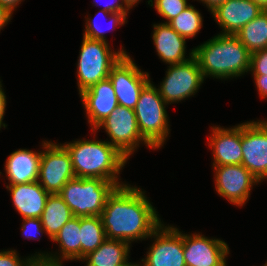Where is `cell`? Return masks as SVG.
<instances>
[{"label": "cell", "instance_id": "6da1fadb", "mask_svg": "<svg viewBox=\"0 0 267 266\" xmlns=\"http://www.w3.org/2000/svg\"><path fill=\"white\" fill-rule=\"evenodd\" d=\"M106 239L144 240L162 224L155 207L142 189L130 184L117 186L108 196L100 215Z\"/></svg>", "mask_w": 267, "mask_h": 266}, {"label": "cell", "instance_id": "7a4b0ae2", "mask_svg": "<svg viewBox=\"0 0 267 266\" xmlns=\"http://www.w3.org/2000/svg\"><path fill=\"white\" fill-rule=\"evenodd\" d=\"M203 77H240L250 69L251 53L236 35L221 34L193 48Z\"/></svg>", "mask_w": 267, "mask_h": 266}, {"label": "cell", "instance_id": "3957f363", "mask_svg": "<svg viewBox=\"0 0 267 266\" xmlns=\"http://www.w3.org/2000/svg\"><path fill=\"white\" fill-rule=\"evenodd\" d=\"M70 154L73 171L78 178H100L112 181L117 186L119 174L127 162L108 141L79 139L62 144Z\"/></svg>", "mask_w": 267, "mask_h": 266}, {"label": "cell", "instance_id": "277c9868", "mask_svg": "<svg viewBox=\"0 0 267 266\" xmlns=\"http://www.w3.org/2000/svg\"><path fill=\"white\" fill-rule=\"evenodd\" d=\"M116 187L114 182L100 178L75 177L58 194L74 217L100 216L108 196Z\"/></svg>", "mask_w": 267, "mask_h": 266}, {"label": "cell", "instance_id": "5b68a950", "mask_svg": "<svg viewBox=\"0 0 267 266\" xmlns=\"http://www.w3.org/2000/svg\"><path fill=\"white\" fill-rule=\"evenodd\" d=\"M168 104L151 81L143 88L134 109L140 134L155 149L161 148L170 131Z\"/></svg>", "mask_w": 267, "mask_h": 266}, {"label": "cell", "instance_id": "8992f818", "mask_svg": "<svg viewBox=\"0 0 267 266\" xmlns=\"http://www.w3.org/2000/svg\"><path fill=\"white\" fill-rule=\"evenodd\" d=\"M121 49L115 52L110 49L108 42L83 36L77 63L79 94L100 80L108 78L112 67L123 55H127L126 51Z\"/></svg>", "mask_w": 267, "mask_h": 266}, {"label": "cell", "instance_id": "52a82bcc", "mask_svg": "<svg viewBox=\"0 0 267 266\" xmlns=\"http://www.w3.org/2000/svg\"><path fill=\"white\" fill-rule=\"evenodd\" d=\"M102 127L110 137L111 141L108 142L127 159L139 147L140 142L150 149H154L140 134L133 109L119 105L96 126L93 132L95 133Z\"/></svg>", "mask_w": 267, "mask_h": 266}, {"label": "cell", "instance_id": "ba28073f", "mask_svg": "<svg viewBox=\"0 0 267 266\" xmlns=\"http://www.w3.org/2000/svg\"><path fill=\"white\" fill-rule=\"evenodd\" d=\"M38 182L50 194L61 191L65 184L75 178L69 152L62 144L43 141Z\"/></svg>", "mask_w": 267, "mask_h": 266}, {"label": "cell", "instance_id": "9c48e42d", "mask_svg": "<svg viewBox=\"0 0 267 266\" xmlns=\"http://www.w3.org/2000/svg\"><path fill=\"white\" fill-rule=\"evenodd\" d=\"M204 77L196 58L168 66L166 77L158 88L167 104L178 103L197 93Z\"/></svg>", "mask_w": 267, "mask_h": 266}, {"label": "cell", "instance_id": "30bf717a", "mask_svg": "<svg viewBox=\"0 0 267 266\" xmlns=\"http://www.w3.org/2000/svg\"><path fill=\"white\" fill-rule=\"evenodd\" d=\"M108 77L113 84L118 105L133 110L141 91L151 81L149 73L141 71L129 54L120 58Z\"/></svg>", "mask_w": 267, "mask_h": 266}, {"label": "cell", "instance_id": "8fae6325", "mask_svg": "<svg viewBox=\"0 0 267 266\" xmlns=\"http://www.w3.org/2000/svg\"><path fill=\"white\" fill-rule=\"evenodd\" d=\"M242 165L260 182L267 179V121L241 124Z\"/></svg>", "mask_w": 267, "mask_h": 266}, {"label": "cell", "instance_id": "7c38bea8", "mask_svg": "<svg viewBox=\"0 0 267 266\" xmlns=\"http://www.w3.org/2000/svg\"><path fill=\"white\" fill-rule=\"evenodd\" d=\"M153 244L142 259V266H186L183 249V233L174 226L163 223L151 234Z\"/></svg>", "mask_w": 267, "mask_h": 266}, {"label": "cell", "instance_id": "4fadbf2b", "mask_svg": "<svg viewBox=\"0 0 267 266\" xmlns=\"http://www.w3.org/2000/svg\"><path fill=\"white\" fill-rule=\"evenodd\" d=\"M216 192L236 206H243L252 187L259 184L256 177L242 164L213 166Z\"/></svg>", "mask_w": 267, "mask_h": 266}, {"label": "cell", "instance_id": "5bb4252c", "mask_svg": "<svg viewBox=\"0 0 267 266\" xmlns=\"http://www.w3.org/2000/svg\"><path fill=\"white\" fill-rule=\"evenodd\" d=\"M183 249L186 266H227L229 247L221 239H210L200 233H184Z\"/></svg>", "mask_w": 267, "mask_h": 266}, {"label": "cell", "instance_id": "9a60e30c", "mask_svg": "<svg viewBox=\"0 0 267 266\" xmlns=\"http://www.w3.org/2000/svg\"><path fill=\"white\" fill-rule=\"evenodd\" d=\"M262 11L263 9L252 0H226L210 12L221 27V34L236 35Z\"/></svg>", "mask_w": 267, "mask_h": 266}, {"label": "cell", "instance_id": "2e32d148", "mask_svg": "<svg viewBox=\"0 0 267 266\" xmlns=\"http://www.w3.org/2000/svg\"><path fill=\"white\" fill-rule=\"evenodd\" d=\"M92 131L119 105L109 77L100 80L80 94Z\"/></svg>", "mask_w": 267, "mask_h": 266}, {"label": "cell", "instance_id": "e0dca14e", "mask_svg": "<svg viewBox=\"0 0 267 266\" xmlns=\"http://www.w3.org/2000/svg\"><path fill=\"white\" fill-rule=\"evenodd\" d=\"M80 217H73L66 222L52 239L59 243L60 255L39 253L32 257L45 266H63V260H81Z\"/></svg>", "mask_w": 267, "mask_h": 266}, {"label": "cell", "instance_id": "ac0fdd59", "mask_svg": "<svg viewBox=\"0 0 267 266\" xmlns=\"http://www.w3.org/2000/svg\"><path fill=\"white\" fill-rule=\"evenodd\" d=\"M209 147L212 150L213 166L242 164L241 124L233 128H211Z\"/></svg>", "mask_w": 267, "mask_h": 266}, {"label": "cell", "instance_id": "d6986e66", "mask_svg": "<svg viewBox=\"0 0 267 266\" xmlns=\"http://www.w3.org/2000/svg\"><path fill=\"white\" fill-rule=\"evenodd\" d=\"M153 43L159 58L169 64L183 63L194 56V49L186 55V38L177 33L168 23L153 24Z\"/></svg>", "mask_w": 267, "mask_h": 266}, {"label": "cell", "instance_id": "ffe728a7", "mask_svg": "<svg viewBox=\"0 0 267 266\" xmlns=\"http://www.w3.org/2000/svg\"><path fill=\"white\" fill-rule=\"evenodd\" d=\"M15 209L23 218H41L50 193L38 181L6 186Z\"/></svg>", "mask_w": 267, "mask_h": 266}, {"label": "cell", "instance_id": "44dd1931", "mask_svg": "<svg viewBox=\"0 0 267 266\" xmlns=\"http://www.w3.org/2000/svg\"><path fill=\"white\" fill-rule=\"evenodd\" d=\"M41 162V151L18 149L12 152L5 163V172L9 185L38 181Z\"/></svg>", "mask_w": 267, "mask_h": 266}, {"label": "cell", "instance_id": "7402d4cb", "mask_svg": "<svg viewBox=\"0 0 267 266\" xmlns=\"http://www.w3.org/2000/svg\"><path fill=\"white\" fill-rule=\"evenodd\" d=\"M130 244L123 240L106 239L95 251L81 260L86 266H125L128 262Z\"/></svg>", "mask_w": 267, "mask_h": 266}, {"label": "cell", "instance_id": "603a6c76", "mask_svg": "<svg viewBox=\"0 0 267 266\" xmlns=\"http://www.w3.org/2000/svg\"><path fill=\"white\" fill-rule=\"evenodd\" d=\"M73 217L70 208L58 193L49 194L41 221L45 233L51 240L57 235L62 226Z\"/></svg>", "mask_w": 267, "mask_h": 266}, {"label": "cell", "instance_id": "cb8c5ba5", "mask_svg": "<svg viewBox=\"0 0 267 266\" xmlns=\"http://www.w3.org/2000/svg\"><path fill=\"white\" fill-rule=\"evenodd\" d=\"M236 36L251 54L267 48V10L242 27Z\"/></svg>", "mask_w": 267, "mask_h": 266}, {"label": "cell", "instance_id": "d4e9b609", "mask_svg": "<svg viewBox=\"0 0 267 266\" xmlns=\"http://www.w3.org/2000/svg\"><path fill=\"white\" fill-rule=\"evenodd\" d=\"M81 259L95 251L105 240V230L100 216L80 217Z\"/></svg>", "mask_w": 267, "mask_h": 266}, {"label": "cell", "instance_id": "484cf974", "mask_svg": "<svg viewBox=\"0 0 267 266\" xmlns=\"http://www.w3.org/2000/svg\"><path fill=\"white\" fill-rule=\"evenodd\" d=\"M201 13L192 5H189L168 24L182 37L189 39L196 36L203 24Z\"/></svg>", "mask_w": 267, "mask_h": 266}, {"label": "cell", "instance_id": "4316f807", "mask_svg": "<svg viewBox=\"0 0 267 266\" xmlns=\"http://www.w3.org/2000/svg\"><path fill=\"white\" fill-rule=\"evenodd\" d=\"M101 15L103 17L108 16V19H109L108 21L111 23V25L107 27L106 29L112 30L111 28L115 29L117 26L119 25L121 26L127 23L126 20H127L128 13H109L101 9L100 12H98L95 15L94 20L92 19V17L86 18V24H85L86 27H85L83 36L93 39V40H101V41L108 42L106 39V36L104 35L105 32L107 31L101 28L100 24H98V21H97L98 19L97 17Z\"/></svg>", "mask_w": 267, "mask_h": 266}, {"label": "cell", "instance_id": "83f0119b", "mask_svg": "<svg viewBox=\"0 0 267 266\" xmlns=\"http://www.w3.org/2000/svg\"><path fill=\"white\" fill-rule=\"evenodd\" d=\"M153 2L157 13L167 20L164 23H169L190 5L187 0H148V4L152 7Z\"/></svg>", "mask_w": 267, "mask_h": 266}, {"label": "cell", "instance_id": "f1b7e54d", "mask_svg": "<svg viewBox=\"0 0 267 266\" xmlns=\"http://www.w3.org/2000/svg\"><path fill=\"white\" fill-rule=\"evenodd\" d=\"M16 250H8L0 252V266H36L38 262L31 256L26 260H21Z\"/></svg>", "mask_w": 267, "mask_h": 266}, {"label": "cell", "instance_id": "f546056e", "mask_svg": "<svg viewBox=\"0 0 267 266\" xmlns=\"http://www.w3.org/2000/svg\"><path fill=\"white\" fill-rule=\"evenodd\" d=\"M21 230L23 233L22 235L31 240L40 239L38 236L45 232V229L42 226L41 218H23Z\"/></svg>", "mask_w": 267, "mask_h": 266}, {"label": "cell", "instance_id": "4dcf8cb0", "mask_svg": "<svg viewBox=\"0 0 267 266\" xmlns=\"http://www.w3.org/2000/svg\"><path fill=\"white\" fill-rule=\"evenodd\" d=\"M249 71L252 75H267V48L251 54Z\"/></svg>", "mask_w": 267, "mask_h": 266}, {"label": "cell", "instance_id": "1f68e13d", "mask_svg": "<svg viewBox=\"0 0 267 266\" xmlns=\"http://www.w3.org/2000/svg\"><path fill=\"white\" fill-rule=\"evenodd\" d=\"M95 3L97 5V2ZM103 10L109 13H128L130 8L125 4L123 0H114L112 2L110 1V3H107L105 7H103Z\"/></svg>", "mask_w": 267, "mask_h": 266}, {"label": "cell", "instance_id": "d6a6232c", "mask_svg": "<svg viewBox=\"0 0 267 266\" xmlns=\"http://www.w3.org/2000/svg\"><path fill=\"white\" fill-rule=\"evenodd\" d=\"M261 98H267V75H253Z\"/></svg>", "mask_w": 267, "mask_h": 266}, {"label": "cell", "instance_id": "836d02e7", "mask_svg": "<svg viewBox=\"0 0 267 266\" xmlns=\"http://www.w3.org/2000/svg\"><path fill=\"white\" fill-rule=\"evenodd\" d=\"M5 92L2 89V83L0 81V128H2V126L4 128H6V124L3 123V118H4V114H5V109H6V96H5Z\"/></svg>", "mask_w": 267, "mask_h": 266}, {"label": "cell", "instance_id": "e575fe53", "mask_svg": "<svg viewBox=\"0 0 267 266\" xmlns=\"http://www.w3.org/2000/svg\"><path fill=\"white\" fill-rule=\"evenodd\" d=\"M13 13H11L6 7L0 4V31L11 19Z\"/></svg>", "mask_w": 267, "mask_h": 266}, {"label": "cell", "instance_id": "d590c367", "mask_svg": "<svg viewBox=\"0 0 267 266\" xmlns=\"http://www.w3.org/2000/svg\"><path fill=\"white\" fill-rule=\"evenodd\" d=\"M22 1L23 0H0V4L13 13L14 9H16L17 5H19V3L21 4Z\"/></svg>", "mask_w": 267, "mask_h": 266}, {"label": "cell", "instance_id": "8d00e7d4", "mask_svg": "<svg viewBox=\"0 0 267 266\" xmlns=\"http://www.w3.org/2000/svg\"><path fill=\"white\" fill-rule=\"evenodd\" d=\"M198 1V0H197ZM206 4L208 10L212 11L218 4L226 1V0H199Z\"/></svg>", "mask_w": 267, "mask_h": 266}, {"label": "cell", "instance_id": "74e56055", "mask_svg": "<svg viewBox=\"0 0 267 266\" xmlns=\"http://www.w3.org/2000/svg\"><path fill=\"white\" fill-rule=\"evenodd\" d=\"M258 4L263 10H267V0H252Z\"/></svg>", "mask_w": 267, "mask_h": 266}, {"label": "cell", "instance_id": "f35d334b", "mask_svg": "<svg viewBox=\"0 0 267 266\" xmlns=\"http://www.w3.org/2000/svg\"><path fill=\"white\" fill-rule=\"evenodd\" d=\"M123 1L131 9L133 6H135L141 0H123Z\"/></svg>", "mask_w": 267, "mask_h": 266}, {"label": "cell", "instance_id": "ab89813d", "mask_svg": "<svg viewBox=\"0 0 267 266\" xmlns=\"http://www.w3.org/2000/svg\"><path fill=\"white\" fill-rule=\"evenodd\" d=\"M125 266H141L140 264L138 263H132V262H129L127 265Z\"/></svg>", "mask_w": 267, "mask_h": 266}, {"label": "cell", "instance_id": "60d3db41", "mask_svg": "<svg viewBox=\"0 0 267 266\" xmlns=\"http://www.w3.org/2000/svg\"><path fill=\"white\" fill-rule=\"evenodd\" d=\"M36 266H45V265H43V264H41V263H38Z\"/></svg>", "mask_w": 267, "mask_h": 266}]
</instances>
